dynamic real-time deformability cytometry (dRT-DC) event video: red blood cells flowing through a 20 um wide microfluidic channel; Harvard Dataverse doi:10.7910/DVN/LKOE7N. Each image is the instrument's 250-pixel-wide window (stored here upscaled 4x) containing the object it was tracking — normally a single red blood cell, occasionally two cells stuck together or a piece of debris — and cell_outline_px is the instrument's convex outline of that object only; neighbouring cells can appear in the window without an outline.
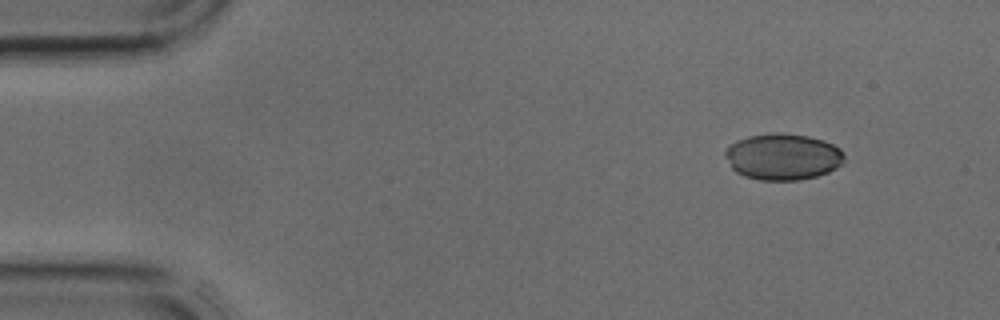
{"species": "common noctule bat (a hibernating species)", "species_latin": "Nyctalus noctula", "temperature_condition": "cold", "stored_images_in_passage": 4, "camera_frame_rate_fps": 3000, "um_per_image_px": 0.085, "animal": {"sex": "male", "body_mass_g": 17.9, "forearm_length_mm": 54.2}, "frame": {"image": 1, "passage_image": 1, "time_ms": 0.0, "image_size_px": [1000, 320], "cell_outline_px": [[844, 160], [836, 168], [828, 172], [816, 176], [796, 180], [760, 180], [744, 176], [736, 172], [732, 168], [724, 156], [724, 152], [736, 140], [748, 136], [776, 132], [808, 136], [824, 140], [840, 148], [844, 156]], "centroid_in_image_um": [66.53, 13.32], "position_along_channel_um": 18.5, "area_um2": 32.14}}
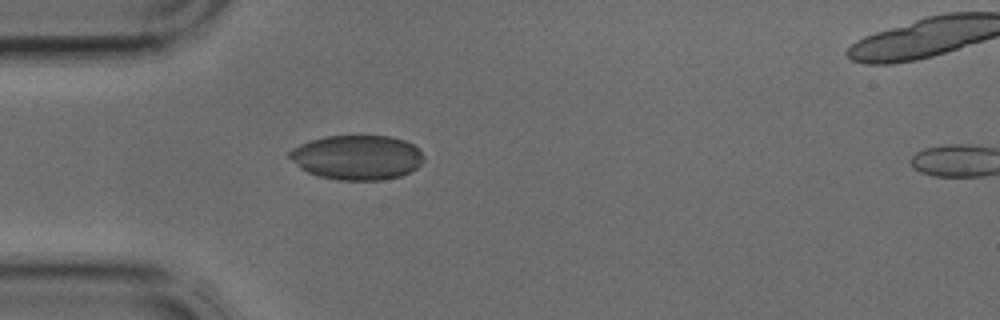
{"frame": {"image": 2, "passage_image": 3, "time_ms": 0.667, "image_size_px": [1000, 320], "cell_outline_px": [[424, 160], [416, 168], [400, 176], [380, 180], [336, 180], [316, 176], [300, 168], [288, 156], [288, 152], [292, 148], [300, 144], [324, 136], [388, 136], [404, 140], [420, 148], [424, 156]], "centroid_in_image_um": [30.34, 13.38], "position_along_channel_um": 54.7, "area_um2": 35.03}}